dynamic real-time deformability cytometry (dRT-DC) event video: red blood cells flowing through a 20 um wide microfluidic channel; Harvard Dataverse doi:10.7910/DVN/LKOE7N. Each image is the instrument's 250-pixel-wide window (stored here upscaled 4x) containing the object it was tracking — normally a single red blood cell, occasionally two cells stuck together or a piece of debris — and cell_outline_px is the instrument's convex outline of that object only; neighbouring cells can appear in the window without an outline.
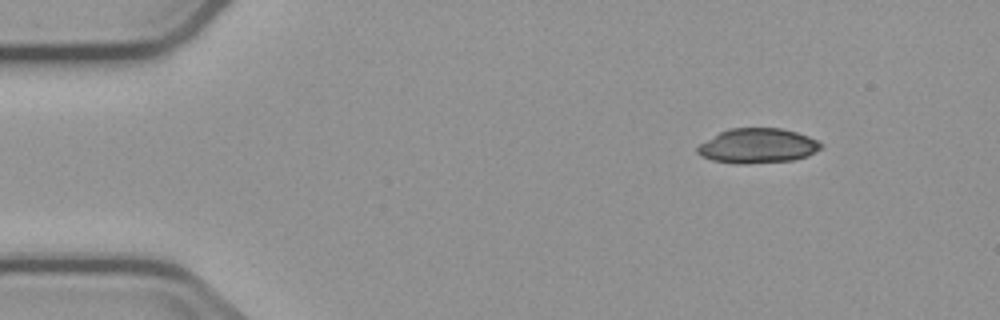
{"species": "common noctule bat (a hibernating species)", "species_latin": "Nyctalus noctula", "temperature_condition": "cold", "stored_images_in_passage": 4, "camera_frame_rate_fps": 3000, "um_per_image_px": 0.085, "animal": {"sex": "male", "body_mass_g": 23.1, "forearm_length_mm": 52.7}, "frame": {"image": 1, "passage_image": 1, "time_ms": 0.0, "image_size_px": [1000, 320], "cell_outline_px": [[824, 144], [820, 148], [808, 156], [792, 160], [744, 164], [736, 164], [712, 160], [700, 156], [696, 152], [696, 148], [700, 144], [720, 132], [728, 128], [780, 128], [796, 132], [808, 136]], "centroid_in_image_um": [64.38, 12.4], "position_along_channel_um": 20.6, "area_um2": 24.97}}